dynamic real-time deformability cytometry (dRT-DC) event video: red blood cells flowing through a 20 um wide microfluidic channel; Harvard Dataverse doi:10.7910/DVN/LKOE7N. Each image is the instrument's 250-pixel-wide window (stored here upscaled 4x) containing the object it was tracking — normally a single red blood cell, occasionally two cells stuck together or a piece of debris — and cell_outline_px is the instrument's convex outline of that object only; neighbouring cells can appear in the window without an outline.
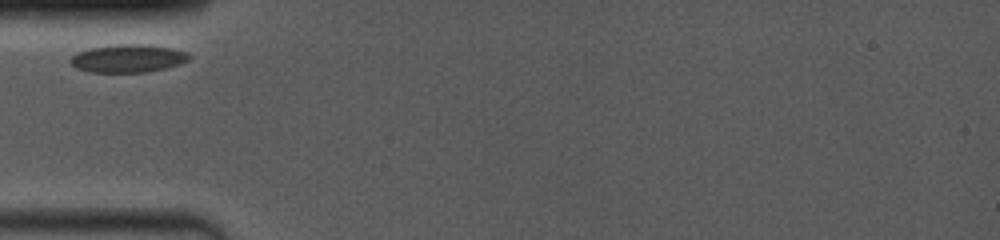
{"species": "common noctule bat (a hibernating species)", "species_latin": "Nyctalus noctula", "temperature_condition": "room temperature", "stored_images_in_passage": 18, "camera_frame_rate_fps": 4000, "um_per_image_px": 0.085, "animal": {"sex": "female", "body_mass_g": 19.0, "forearm_length_mm": 53.3}, "frame": {"image": 1, "passage_image": 1, "time_ms": 0.0, "image_size_px": [1000, 240], "cell_outline_px": [[192, 56], [188, 60], [180, 64], [148, 72], [92, 72], [76, 68], [68, 60], [72, 56], [80, 52], [92, 48], [116, 44], [148, 44], [188, 52]], "centroid_in_image_um": [10.9, 4.96], "position_along_channel_um": 74.1, "area_um2": 19.19}}
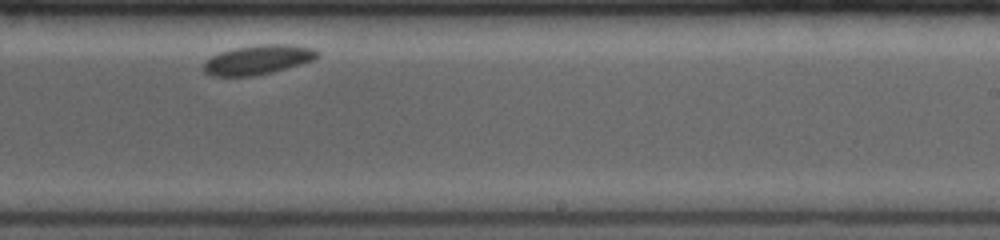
{"frame": {"image": 2, "passage_image": 11, "time_ms": 5.5, "image_size_px": [1000, 240], "cell_outline_px": [[320, 56], [312, 60], [272, 72], [252, 76], [212, 76], [204, 72], [204, 60], [220, 52], [236, 48], [260, 44], [288, 44], [316, 48], [320, 52]], "centroid_in_image_um": [21.94, 5.07], "position_along_channel_um": 267.1, "area_um2": 19.48}}
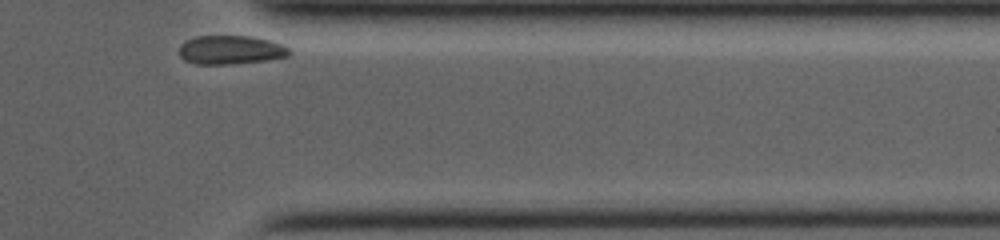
{"frame": {"image": 3, "passage_image": 18, "time_ms": 9.0, "image_size_px": [1000, 240], "cell_outline_px": [[292, 52], [288, 56], [264, 60], [228, 64], [196, 64], [184, 60], [180, 56], [180, 44], [196, 36], [248, 36], [268, 40], [280, 44], [288, 48]], "centroid_in_image_um": [19.58, 4.24], "position_along_channel_um": 391.8, "area_um2": 18.21}}